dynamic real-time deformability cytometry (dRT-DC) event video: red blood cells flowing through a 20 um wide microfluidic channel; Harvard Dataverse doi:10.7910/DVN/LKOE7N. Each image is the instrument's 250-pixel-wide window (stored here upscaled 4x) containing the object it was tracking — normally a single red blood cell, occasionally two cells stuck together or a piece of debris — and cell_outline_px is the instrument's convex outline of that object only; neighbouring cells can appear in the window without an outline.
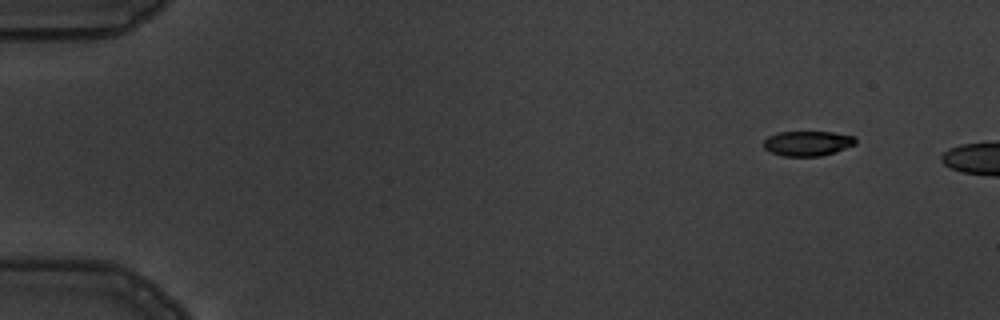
{"species": "common noctule bat (a hibernating species)", "species_latin": "Nyctalus noctula", "temperature_condition": "warm", "stored_images_in_passage": 2, "camera_frame_rate_fps": 3000, "um_per_image_px": 0.085, "animal": {"sex": "male", "body_mass_g": 19.5, "forearm_length_mm": 54.6}, "frame": {"image": 1, "passage_image": 1, "time_ms": 0.0, "image_size_px": [1000, 320], "cell_outline_px": [[856, 144], [836, 152], [820, 156], [784, 156], [772, 152], [764, 148], [764, 140], [768, 136], [780, 132], [832, 132], [856, 136]], "centroid_in_image_um": [68.68, 12.18], "position_along_channel_um": 16.3, "area_um2": 13.35}}